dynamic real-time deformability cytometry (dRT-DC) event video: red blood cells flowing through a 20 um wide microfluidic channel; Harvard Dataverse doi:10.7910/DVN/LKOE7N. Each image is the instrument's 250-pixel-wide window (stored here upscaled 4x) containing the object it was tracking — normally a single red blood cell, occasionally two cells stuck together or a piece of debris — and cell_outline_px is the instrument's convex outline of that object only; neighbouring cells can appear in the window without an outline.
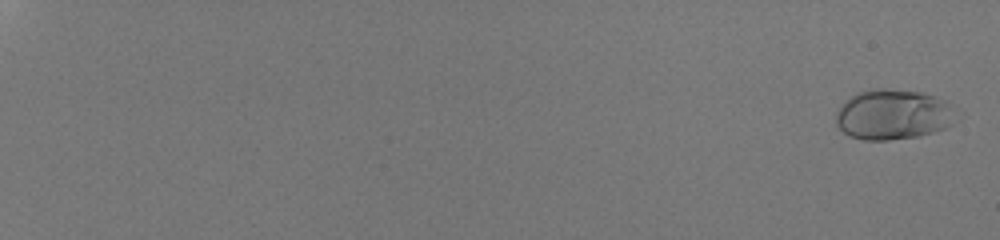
{"species": "human", "species_latin": "Homo sapiens", "temperature_condition": "room temperature", "stored_images_in_passage": 54, "camera_frame_rate_fps": 3000, "um_per_image_px": 0.085, "donor": {"sex": "male"}, "frame": {"image": 1, "passage_image": 1, "time_ms": 0.0, "image_size_px": [1000, 240], "cell_outline_px": [[952, 124], [944, 128], [920, 136], [888, 140], [864, 140], [848, 136], [836, 124], [836, 112], [852, 96], [860, 92], [872, 88], [884, 88], [920, 92], [936, 96], [944, 100]], "centroid_in_image_um": [75.81, 9.75], "position_along_channel_um": 9.2, "area_um2": 34.28}}
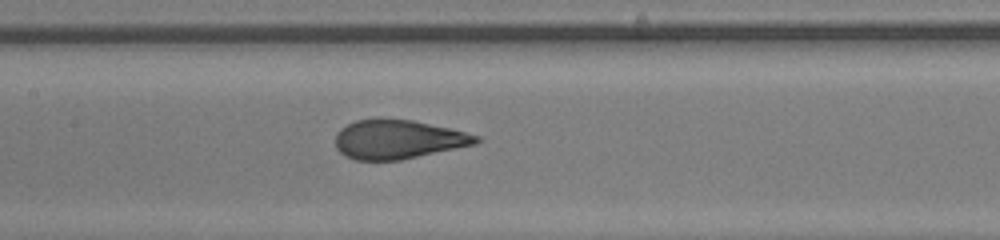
{"frame": {"image": 2, "passage_image": 32, "time_ms": 10.333, "image_size_px": [1000, 240], "cell_outline_px": [[484, 140], [476, 144], [400, 160], [356, 160], [344, 156], [336, 148], [336, 132], [340, 128], [356, 120], [380, 116], [412, 120], [448, 128], [480, 136]], "centroid_in_image_um": [33.8, 11.82], "position_along_channel_um": 173.6, "area_um2": 32.43}}
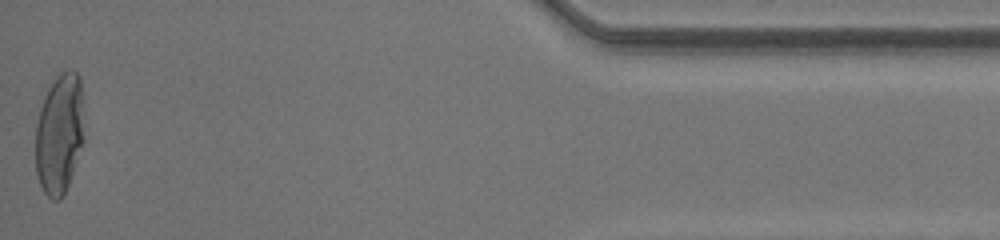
{"frame": {"image": 3, "passage_image": 54, "time_ms": 17.667, "image_size_px": [1000, 240], "cell_outline_px": [[84, 140], [68, 184], [60, 200], [52, 200], [44, 192], [40, 184], [36, 172], [36, 124], [40, 108], [44, 96], [48, 88], [56, 76], [60, 72], [68, 68], [72, 68], [80, 76]], "centroid_in_image_um": [5.05, 11.33], "position_along_channel_um": 430.2, "area_um2": 34.16}, "authors_computed_cell_mechanics": {"area_um2": 32.8882, "velocity_mm_per_s": 4.2836, "shape_relaxation_time_tau1_ms": 5.2492, "shape_relaxation_time_tau2_ms": null, "deformation_change_tau1": 0.2552, "deformation_change_tau2": null}}